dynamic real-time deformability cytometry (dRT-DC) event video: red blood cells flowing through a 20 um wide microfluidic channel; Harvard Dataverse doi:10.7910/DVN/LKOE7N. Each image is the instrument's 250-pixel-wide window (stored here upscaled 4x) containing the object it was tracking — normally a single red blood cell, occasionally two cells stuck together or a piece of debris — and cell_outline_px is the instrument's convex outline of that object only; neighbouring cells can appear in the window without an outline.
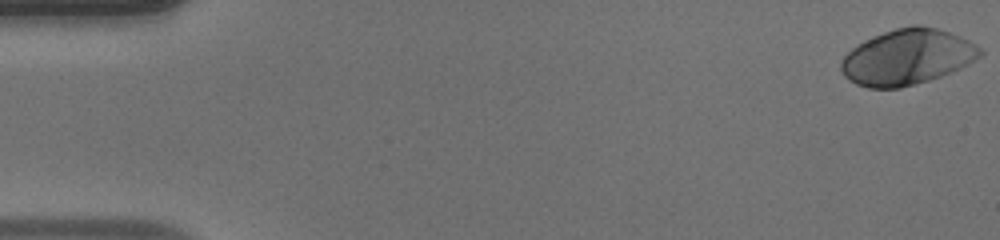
{"species": "human", "species_latin": "Homo sapiens", "temperature_condition": "warm", "stored_images_in_passage": 50, "camera_frame_rate_fps": 3000, "um_per_image_px": 0.085, "donor": {"sex": "male"}, "frame": {"image": 1, "passage_image": 1, "time_ms": 0.0, "image_size_px": [1000, 240], "cell_outline_px": [[984, 52], [980, 56], [960, 68], [952, 72], [928, 80], [900, 88], [868, 88], [856, 84], [848, 80], [844, 76], [840, 68], [840, 60], [856, 44], [864, 40], [884, 32], [896, 28], [912, 24], [920, 24], [936, 28], [960, 36], [976, 44]], "centroid_in_image_um": [77.08, 4.84], "position_along_channel_um": 7.9, "area_um2": 45.03}}
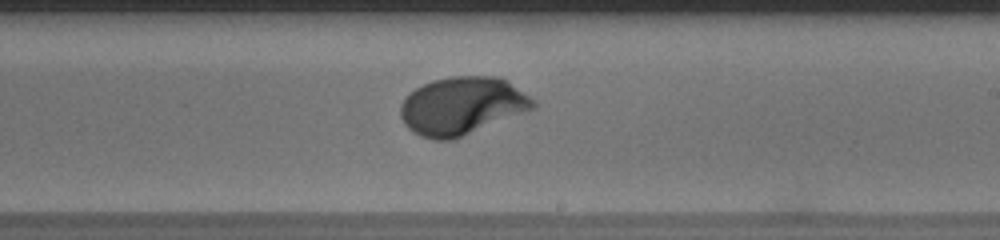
{"frame": {"image": 2, "passage_image": 30, "time_ms": 9.667, "image_size_px": [1000, 240], "cell_outline_px": [[536, 108], [452, 140], [432, 140], [420, 136], [408, 128], [404, 124], [400, 116], [400, 104], [416, 88], [432, 80], [452, 76], [496, 76], [508, 80], [536, 100]], "centroid_in_image_um": [39.29, 8.99], "position_along_channel_um": 249.7, "area_um2": 44.8}}
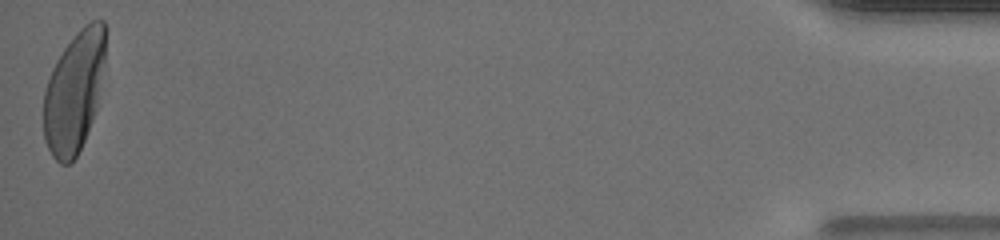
{"frame": {"image": 3, "passage_image": 50, "time_ms": 16.333, "image_size_px": [1000, 240], "cell_outline_px": [[108, 28], [104, 64], [96, 108], [92, 120], [84, 140], [76, 156], [68, 164], [60, 164], [52, 156], [44, 140], [44, 92], [52, 68], [56, 60], [64, 48], [76, 32], [84, 24], [92, 20], [104, 20]], "centroid_in_image_um": [6.32, 7.74], "position_along_channel_um": 428.9, "area_um2": 43.81}, "authors_computed_cell_mechanics": {"area_um2": 43.4656, "velocity_mm_per_s": 4.0953, "shape_relaxation_time_tau1_ms": 2.5155, "shape_relaxation_time_tau2_ms": null, "deformation_change_tau1": 0.1838, "deformation_change_tau2": null}}